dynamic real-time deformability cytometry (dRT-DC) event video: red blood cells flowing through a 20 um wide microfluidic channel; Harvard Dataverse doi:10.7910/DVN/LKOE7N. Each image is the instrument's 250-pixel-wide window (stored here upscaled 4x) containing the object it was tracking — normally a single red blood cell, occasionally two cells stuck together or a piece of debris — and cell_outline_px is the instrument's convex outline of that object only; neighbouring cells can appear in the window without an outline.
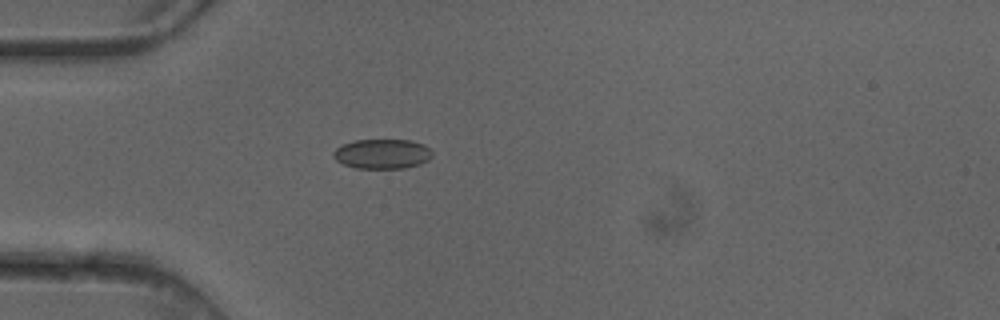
{"species": "common noctule bat (a hibernating species)", "species_latin": "Nyctalus noctula", "temperature_condition": "cold", "stored_images_in_passage": 4, "camera_frame_rate_fps": 3000, "um_per_image_px": 0.085, "animal": {"sex": "female"}, "frame": {"image": 1, "passage_image": 4, "time_ms": 1.0, "image_size_px": [1000, 320], "cell_outline_px": [[432, 156], [428, 160], [420, 164], [404, 168], [356, 168], [344, 164], [336, 160], [332, 156], [332, 152], [336, 148], [344, 144], [356, 140], [412, 140], [424, 144], [432, 152]], "centroid_in_image_um": [32.49, 13.08], "position_along_channel_um": 52.5, "area_um2": 17.11}}